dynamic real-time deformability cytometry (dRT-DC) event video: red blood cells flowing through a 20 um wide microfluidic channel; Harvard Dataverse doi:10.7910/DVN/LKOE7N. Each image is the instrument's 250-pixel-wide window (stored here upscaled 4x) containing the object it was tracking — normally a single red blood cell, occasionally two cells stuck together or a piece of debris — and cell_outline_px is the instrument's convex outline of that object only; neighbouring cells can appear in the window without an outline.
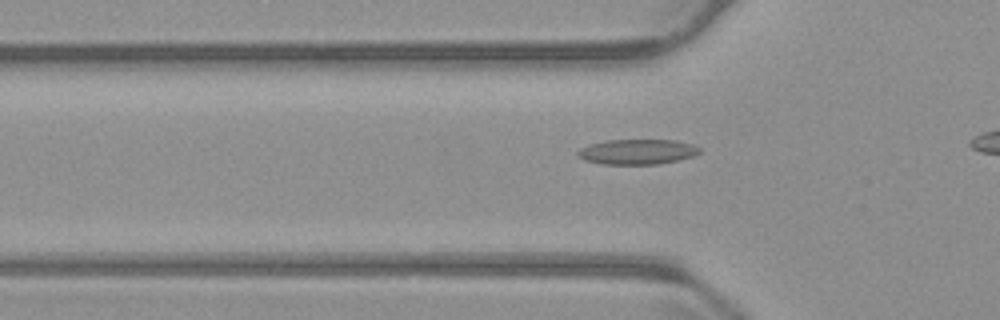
{"species": "common noctule bat (a hibernating species)", "species_latin": "Nyctalus noctula", "temperature_condition": "warm", "stored_images_in_passage": 22, "camera_frame_rate_fps": 3000, "um_per_image_px": 0.085, "animal": {"sex": "male", "body_mass_g": 23.1, "forearm_length_mm": 52.7}, "frame": {"image": 1, "passage_image": 9, "time_ms": 2.667, "image_size_px": [1000, 320], "cell_outline_px": [[700, 152], [692, 156], [660, 164], [600, 164], [584, 160], [576, 156], [576, 152], [580, 148], [588, 144], [608, 140], [676, 140], [692, 144], [700, 148]], "centroid_in_image_um": [54.11, 12.9], "position_along_channel_um": 71.7, "area_um2": 17.92}}
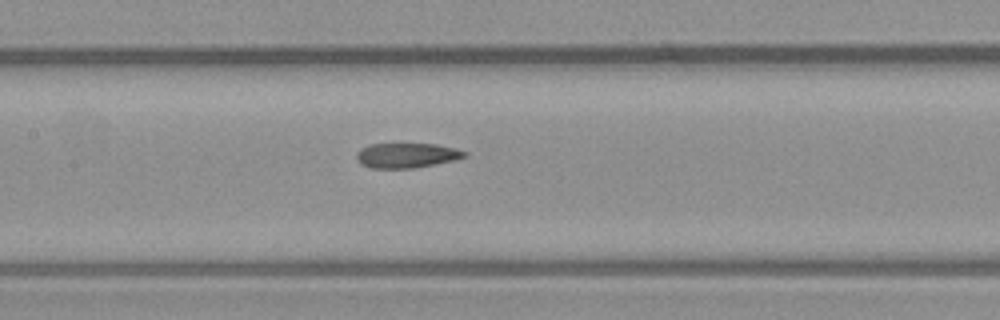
{"frame": {"image": 2, "passage_image": 17, "time_ms": 5.333, "image_size_px": [1000, 320], "cell_outline_px": [[468, 156], [456, 160], [412, 168], [368, 168], [360, 164], [356, 160], [356, 152], [360, 148], [368, 144], [436, 144], [456, 148], [468, 152]], "centroid_in_image_um": [34.55, 13.21], "position_along_channel_um": 172.9, "area_um2": 15.9}}
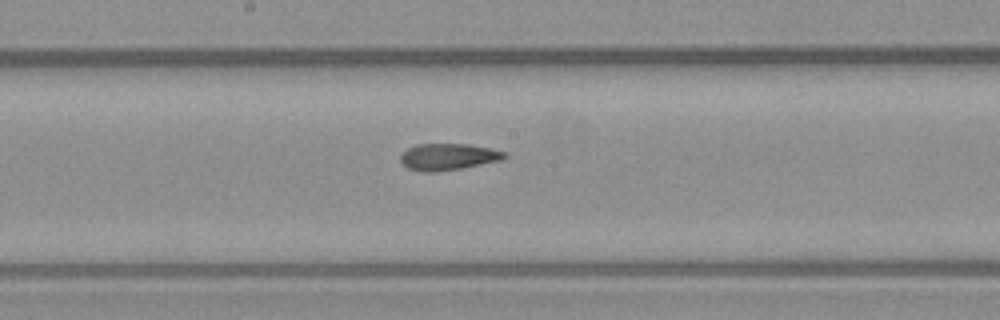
{"frame": {"image": 3, "passage_image": 20, "time_ms": 6.333, "image_size_px": [1000, 320], "cell_outline_px": [[508, 156], [500, 160], [460, 168], [436, 172], [424, 172], [408, 168], [400, 160], [400, 156], [408, 148], [416, 144], [468, 144], [488, 148], [504, 152]], "centroid_in_image_um": [38.06, 13.32], "position_along_channel_um": 210.1, "area_um2": 15.84}}